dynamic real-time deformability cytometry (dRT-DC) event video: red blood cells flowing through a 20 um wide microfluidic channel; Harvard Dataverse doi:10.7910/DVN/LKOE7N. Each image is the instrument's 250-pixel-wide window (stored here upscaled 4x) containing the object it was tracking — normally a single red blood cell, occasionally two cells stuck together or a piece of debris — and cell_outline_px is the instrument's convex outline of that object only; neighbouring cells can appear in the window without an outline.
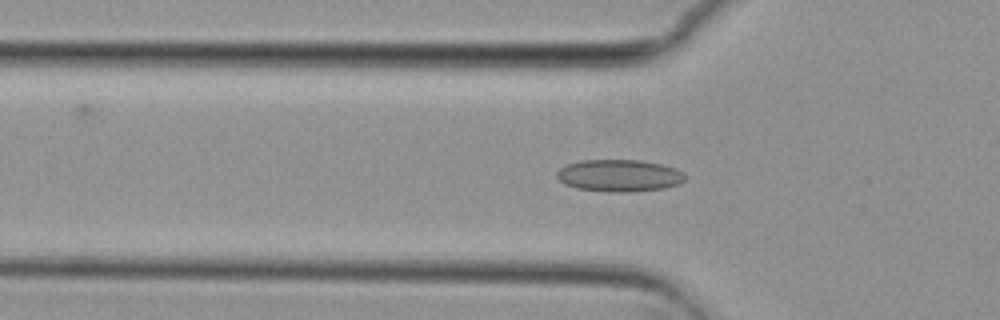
{"species": "common noctule bat (a hibernating species)", "species_latin": "Nyctalus noctula", "temperature_condition": "cold", "stored_images_in_passage": 31, "camera_frame_rate_fps": 3000, "um_per_image_px": 0.085, "animal": {"sex": "female", "body_mass_g": 29.2, "forearm_length_mm": 56.3}, "frame": {"image": 1, "passage_image": 8, "time_ms": 2.333, "image_size_px": [1000, 320], "cell_outline_px": [[684, 180], [680, 184], [664, 188], [628, 192], [608, 192], [576, 188], [564, 184], [556, 176], [556, 172], [560, 168], [568, 164], [580, 160], [640, 160], [660, 164], [672, 168], [680, 172], [684, 176]], "centroid_in_image_um": [52.58, 14.93], "position_along_channel_um": 73.2, "area_um2": 23.81}}
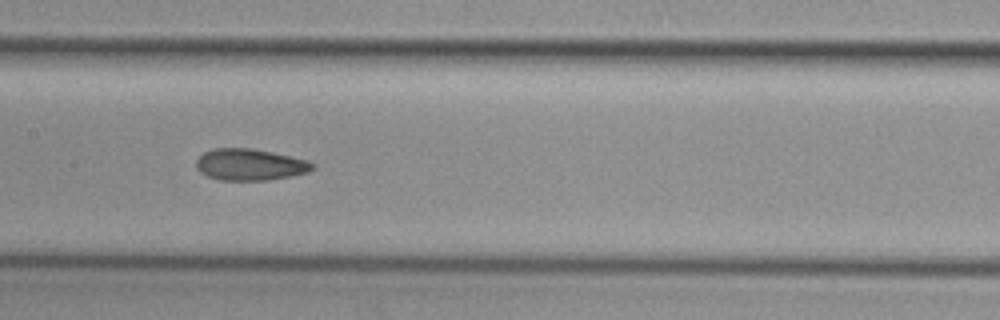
{"frame": {"image": 2, "passage_image": 17, "time_ms": 5.333, "image_size_px": [1000, 320], "cell_outline_px": [[316, 168], [308, 172], [288, 176], [264, 180], [220, 180], [208, 176], [200, 172], [196, 168], [196, 160], [204, 152], [212, 148], [252, 148], [272, 152], [308, 160], [316, 164]], "centroid_in_image_um": [21.25, 13.98], "position_along_channel_um": 186.2, "area_um2": 21.39}}
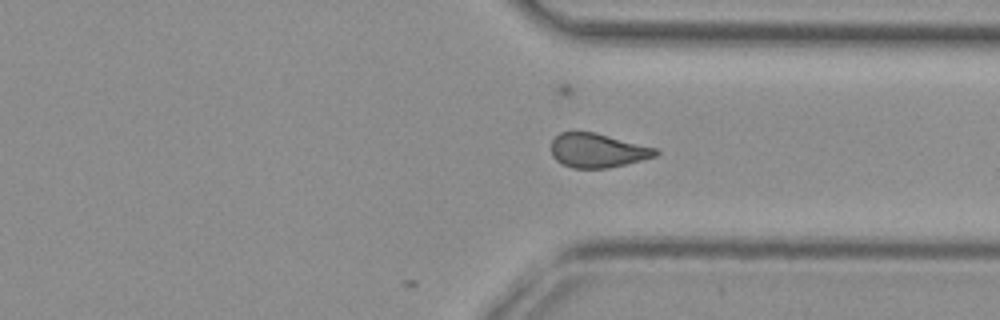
{"frame": {"image": 3, "passage_image": 31, "time_ms": 10.0, "image_size_px": [1000, 320], "cell_outline_px": [[660, 152], [656, 156], [608, 168], [572, 168], [556, 160], [552, 156], [552, 140], [560, 132], [596, 132], [656, 148]], "centroid_in_image_um": [50.79, 12.78], "position_along_channel_um": 360.6, "area_um2": 20.63}}